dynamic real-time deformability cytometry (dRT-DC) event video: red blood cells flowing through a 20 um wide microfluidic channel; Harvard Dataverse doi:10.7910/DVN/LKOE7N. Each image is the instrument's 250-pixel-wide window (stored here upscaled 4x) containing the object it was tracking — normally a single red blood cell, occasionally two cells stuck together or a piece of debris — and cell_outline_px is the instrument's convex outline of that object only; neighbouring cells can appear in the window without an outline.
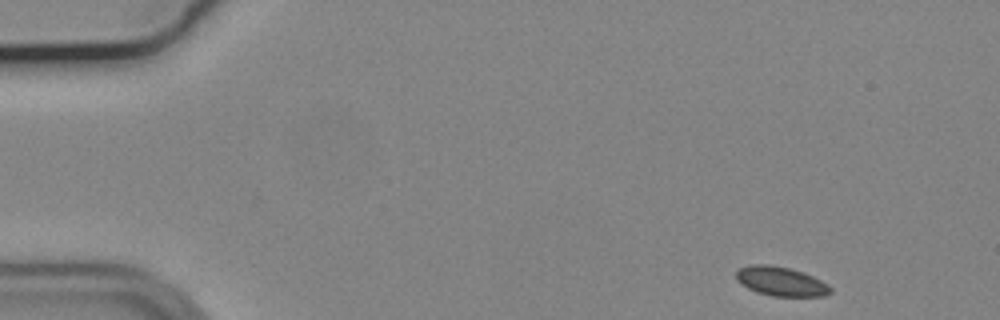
{"species": "common noctule bat (a hibernating species)", "species_latin": "Nyctalus noctula", "temperature_condition": "cold", "stored_images_in_passage": 51, "camera_frame_rate_fps": 3000, "um_per_image_px": 0.085, "animal": {"sex": "male", "body_mass_g": 19.2, "forearm_length_mm": 51.8}, "frame": {"image": 1, "passage_image": 1, "time_ms": 0.0, "image_size_px": [1000, 320], "cell_outline_px": [[832, 292], [824, 296], [772, 296], [756, 292], [740, 284], [736, 280], [736, 272], [740, 268], [752, 264], [768, 264], [788, 268], [804, 272], [828, 284], [832, 288]], "centroid_in_image_um": [66.37, 23.92], "position_along_channel_um": 18.6, "area_um2": 16.13}}
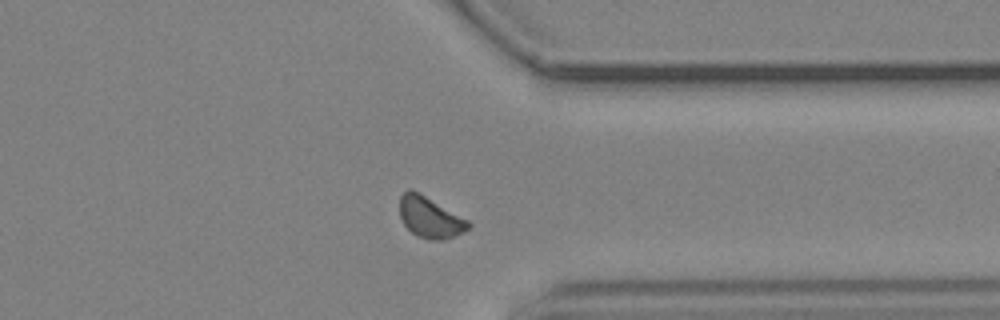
{"frame": {"image": 2, "passage_image": 39, "time_ms": 12.667, "image_size_px": [1000, 320], "cell_outline_px": [[472, 224], [464, 232], [444, 240], [428, 240], [416, 236], [404, 224], [400, 216], [400, 196], [408, 188], [420, 192], [468, 220]], "centroid_in_image_um": [36.55, 18.47], "position_along_channel_um": 374.9, "area_um2": 16.53}}
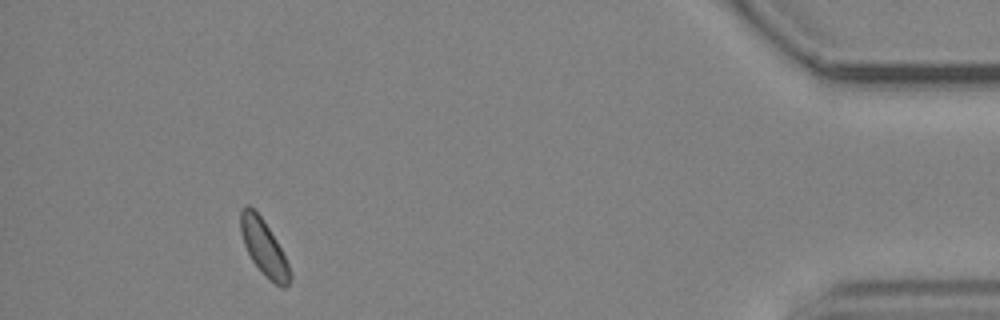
{"frame": {"image": 3, "passage_image": 47, "time_ms": 15.333, "image_size_px": [1000, 320], "cell_outline_px": [[292, 276], [288, 284], [284, 288], [276, 284], [252, 260], [244, 244], [240, 232], [240, 212], [248, 204], [260, 216], [276, 240], [288, 264]], "centroid_in_image_um": [22.42, 21.02], "position_along_channel_um": 412.8, "area_um2": 15.26}}